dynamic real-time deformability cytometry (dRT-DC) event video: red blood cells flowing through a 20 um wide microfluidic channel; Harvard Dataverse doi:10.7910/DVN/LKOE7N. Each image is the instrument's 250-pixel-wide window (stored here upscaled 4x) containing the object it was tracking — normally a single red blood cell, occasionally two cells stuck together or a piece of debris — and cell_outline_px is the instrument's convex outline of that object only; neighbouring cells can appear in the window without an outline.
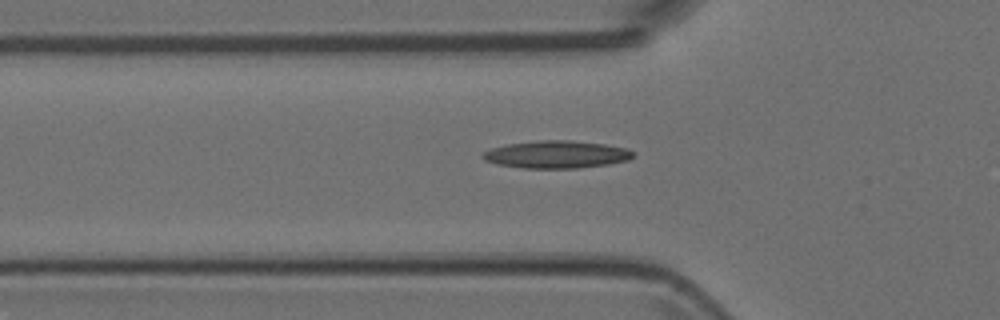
{"species": "Egyptian fruit bat (a non-hibernating species)", "species_latin": "Rousettus aegyptiacus", "temperature_condition": "room temperature", "stored_images_in_passage": 48, "camera_frame_rate_fps": 3000, "um_per_image_px": 0.085, "animal": {"sex": "female"}, "frame": {"image": 1, "passage_image": 18, "time_ms": 5.667, "image_size_px": [1000, 320], "cell_outline_px": [[636, 156], [628, 160], [608, 164], [580, 168], [524, 168], [496, 164], [484, 160], [480, 156], [484, 152], [492, 148], [508, 144], [540, 140], [572, 140], [604, 144], [628, 148]], "centroid_in_image_um": [47.32, 13.13], "position_along_channel_um": 78.5, "area_um2": 24.16}}
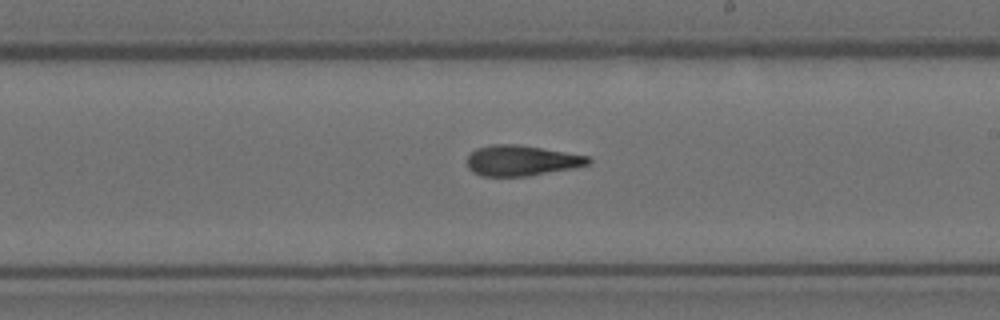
{"frame": {"image": 2, "passage_image": 31, "time_ms": 10.0, "image_size_px": [1000, 320], "cell_outline_px": [[592, 160], [588, 164], [572, 168], [524, 176], [480, 176], [472, 172], [468, 168], [468, 156], [476, 148], [492, 144], [516, 144], [588, 156]], "centroid_in_image_um": [44.27, 13.64], "position_along_channel_um": 244.7, "area_um2": 21.21}}
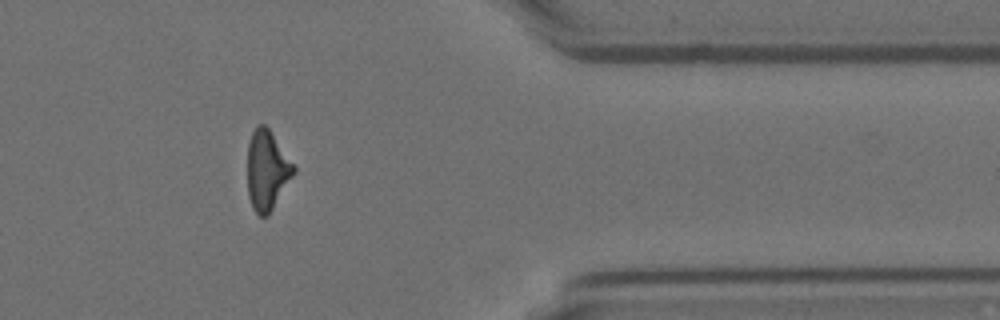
{"frame": {"image": 3, "passage_image": 44, "time_ms": 14.333, "image_size_px": [1000, 320], "cell_outline_px": [[296, 172], [268, 216], [260, 216], [252, 208], [248, 196], [248, 144], [252, 132], [256, 124], [264, 124], [268, 128], [296, 168]], "centroid_in_image_um": [22.69, 14.49], "position_along_channel_um": 388.7, "area_um2": 21.39}}